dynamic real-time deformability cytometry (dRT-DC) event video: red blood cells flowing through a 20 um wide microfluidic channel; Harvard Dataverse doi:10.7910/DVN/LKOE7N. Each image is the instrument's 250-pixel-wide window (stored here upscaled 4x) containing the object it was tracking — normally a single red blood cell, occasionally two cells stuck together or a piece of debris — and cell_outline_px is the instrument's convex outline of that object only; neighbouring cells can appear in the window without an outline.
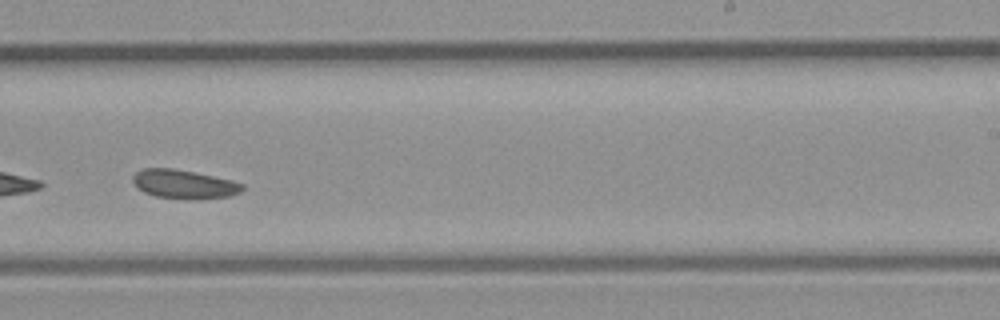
{"species": "common noctule bat (a hibernating species)", "species_latin": "Nyctalus noctula", "temperature_condition": "room temperature", "stored_images_in_passage": 32, "camera_frame_rate_fps": 3000, "um_per_image_px": 0.085, "animal": {"sex": "male", "body_mass_g": 23.1, "forearm_length_mm": 52.7}, "frame": {"image": 1, "passage_image": 19, "time_ms": 6.0, "image_size_px": [1000, 320], "cell_outline_px": [[244, 188], [240, 192], [228, 196], [156, 196], [144, 192], [136, 188], [132, 180], [132, 176], [136, 172], [144, 168], [172, 168], [232, 180], [244, 184]], "centroid_in_image_um": [15.57, 15.59], "position_along_channel_um": 273.4, "area_um2": 17.34}}
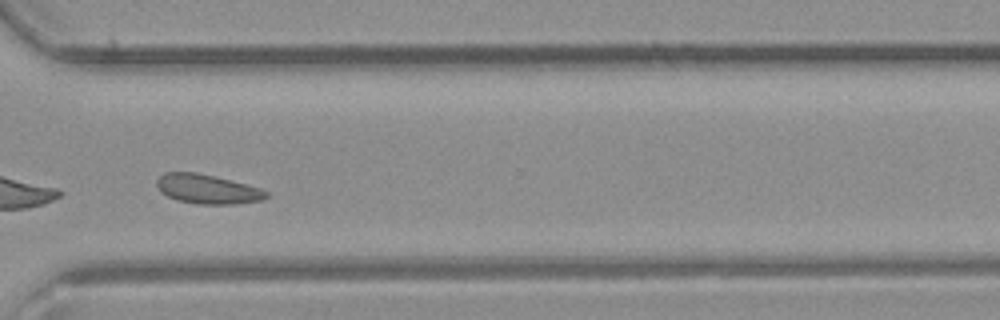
{"frame": {"image": 2, "passage_image": 23, "time_ms": 7.333, "image_size_px": [1000, 320], "cell_outline_px": [[268, 196], [264, 200], [236, 204], [196, 204], [176, 200], [160, 192], [156, 184], [156, 180], [164, 172], [196, 172], [232, 180], [248, 184], [260, 188], [268, 192]], "centroid_in_image_um": [17.64, 16.07], "position_along_channel_um": 353.0, "area_um2": 18.96}}